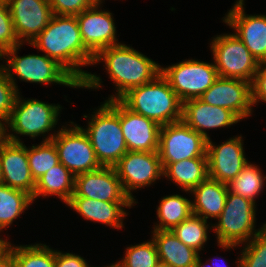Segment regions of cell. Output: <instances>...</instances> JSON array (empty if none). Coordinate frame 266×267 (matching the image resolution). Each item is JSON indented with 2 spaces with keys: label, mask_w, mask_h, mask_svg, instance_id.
Listing matches in <instances>:
<instances>
[{
  "label": "cell",
  "mask_w": 266,
  "mask_h": 267,
  "mask_svg": "<svg viewBox=\"0 0 266 267\" xmlns=\"http://www.w3.org/2000/svg\"><path fill=\"white\" fill-rule=\"evenodd\" d=\"M68 123L52 138L60 163L75 176L100 169L102 166L84 130L73 121Z\"/></svg>",
  "instance_id": "obj_10"
},
{
  "label": "cell",
  "mask_w": 266,
  "mask_h": 267,
  "mask_svg": "<svg viewBox=\"0 0 266 267\" xmlns=\"http://www.w3.org/2000/svg\"><path fill=\"white\" fill-rule=\"evenodd\" d=\"M262 171L255 163L248 162L237 177L227 184L229 191L256 204V198L263 192L266 183Z\"/></svg>",
  "instance_id": "obj_29"
},
{
  "label": "cell",
  "mask_w": 266,
  "mask_h": 267,
  "mask_svg": "<svg viewBox=\"0 0 266 267\" xmlns=\"http://www.w3.org/2000/svg\"><path fill=\"white\" fill-rule=\"evenodd\" d=\"M118 100L161 126L182 119V102L161 73L153 81L128 90Z\"/></svg>",
  "instance_id": "obj_5"
},
{
  "label": "cell",
  "mask_w": 266,
  "mask_h": 267,
  "mask_svg": "<svg viewBox=\"0 0 266 267\" xmlns=\"http://www.w3.org/2000/svg\"><path fill=\"white\" fill-rule=\"evenodd\" d=\"M242 245L239 246L242 249L239 267H266V226Z\"/></svg>",
  "instance_id": "obj_34"
},
{
  "label": "cell",
  "mask_w": 266,
  "mask_h": 267,
  "mask_svg": "<svg viewBox=\"0 0 266 267\" xmlns=\"http://www.w3.org/2000/svg\"><path fill=\"white\" fill-rule=\"evenodd\" d=\"M29 45L56 60L80 83V88H102L101 76L81 69L92 66L94 56L83 43L76 16L54 14L49 24Z\"/></svg>",
  "instance_id": "obj_1"
},
{
  "label": "cell",
  "mask_w": 266,
  "mask_h": 267,
  "mask_svg": "<svg viewBox=\"0 0 266 267\" xmlns=\"http://www.w3.org/2000/svg\"><path fill=\"white\" fill-rule=\"evenodd\" d=\"M159 262L171 267H194L199 253L181 242L171 230H152Z\"/></svg>",
  "instance_id": "obj_24"
},
{
  "label": "cell",
  "mask_w": 266,
  "mask_h": 267,
  "mask_svg": "<svg viewBox=\"0 0 266 267\" xmlns=\"http://www.w3.org/2000/svg\"><path fill=\"white\" fill-rule=\"evenodd\" d=\"M9 0H0V3L7 5Z\"/></svg>",
  "instance_id": "obj_48"
},
{
  "label": "cell",
  "mask_w": 266,
  "mask_h": 267,
  "mask_svg": "<svg viewBox=\"0 0 266 267\" xmlns=\"http://www.w3.org/2000/svg\"><path fill=\"white\" fill-rule=\"evenodd\" d=\"M93 267H95V266H93ZM98 267H100V266H98ZM103 267H121V266L117 262H114V263H112L110 265L103 266Z\"/></svg>",
  "instance_id": "obj_45"
},
{
  "label": "cell",
  "mask_w": 266,
  "mask_h": 267,
  "mask_svg": "<svg viewBox=\"0 0 266 267\" xmlns=\"http://www.w3.org/2000/svg\"><path fill=\"white\" fill-rule=\"evenodd\" d=\"M66 205L76 211L83 219L110 226L113 229H122L124 220L128 216L126 208L135 207L134 202L99 201L82 196H71Z\"/></svg>",
  "instance_id": "obj_22"
},
{
  "label": "cell",
  "mask_w": 266,
  "mask_h": 267,
  "mask_svg": "<svg viewBox=\"0 0 266 267\" xmlns=\"http://www.w3.org/2000/svg\"><path fill=\"white\" fill-rule=\"evenodd\" d=\"M207 140L182 120L162 125L159 156L163 169L173 162L195 157H207Z\"/></svg>",
  "instance_id": "obj_11"
},
{
  "label": "cell",
  "mask_w": 266,
  "mask_h": 267,
  "mask_svg": "<svg viewBox=\"0 0 266 267\" xmlns=\"http://www.w3.org/2000/svg\"><path fill=\"white\" fill-rule=\"evenodd\" d=\"M156 267H171V266H169V265H167V264H164V263H161V262H159L158 264H157V266Z\"/></svg>",
  "instance_id": "obj_46"
},
{
  "label": "cell",
  "mask_w": 266,
  "mask_h": 267,
  "mask_svg": "<svg viewBox=\"0 0 266 267\" xmlns=\"http://www.w3.org/2000/svg\"><path fill=\"white\" fill-rule=\"evenodd\" d=\"M50 245L36 243L12 244L15 267H55V249Z\"/></svg>",
  "instance_id": "obj_31"
},
{
  "label": "cell",
  "mask_w": 266,
  "mask_h": 267,
  "mask_svg": "<svg viewBox=\"0 0 266 267\" xmlns=\"http://www.w3.org/2000/svg\"><path fill=\"white\" fill-rule=\"evenodd\" d=\"M181 120L206 140L211 139L207 133L210 129L228 128L241 121L232 111L204 103L199 98L182 103Z\"/></svg>",
  "instance_id": "obj_21"
},
{
  "label": "cell",
  "mask_w": 266,
  "mask_h": 267,
  "mask_svg": "<svg viewBox=\"0 0 266 267\" xmlns=\"http://www.w3.org/2000/svg\"><path fill=\"white\" fill-rule=\"evenodd\" d=\"M212 261V262H210V261ZM207 261H209V263H212L211 264V266L212 267H230V266H228V265H226L227 264V262L225 263V261L221 264V262L218 260V262H216L217 260L215 259L214 260V258L211 260V258H208V260ZM235 264H236V266L237 267H239V257H237V259H236V261H235Z\"/></svg>",
  "instance_id": "obj_42"
},
{
  "label": "cell",
  "mask_w": 266,
  "mask_h": 267,
  "mask_svg": "<svg viewBox=\"0 0 266 267\" xmlns=\"http://www.w3.org/2000/svg\"><path fill=\"white\" fill-rule=\"evenodd\" d=\"M199 99L232 111L241 121L252 116L251 83L237 78L218 77Z\"/></svg>",
  "instance_id": "obj_16"
},
{
  "label": "cell",
  "mask_w": 266,
  "mask_h": 267,
  "mask_svg": "<svg viewBox=\"0 0 266 267\" xmlns=\"http://www.w3.org/2000/svg\"><path fill=\"white\" fill-rule=\"evenodd\" d=\"M211 40L209 47L218 76L243 79L251 83L260 63L245 44L234 33L215 35Z\"/></svg>",
  "instance_id": "obj_8"
},
{
  "label": "cell",
  "mask_w": 266,
  "mask_h": 267,
  "mask_svg": "<svg viewBox=\"0 0 266 267\" xmlns=\"http://www.w3.org/2000/svg\"><path fill=\"white\" fill-rule=\"evenodd\" d=\"M72 196L108 202H132L124 192L114 167L102 166L98 170L76 175Z\"/></svg>",
  "instance_id": "obj_18"
},
{
  "label": "cell",
  "mask_w": 266,
  "mask_h": 267,
  "mask_svg": "<svg viewBox=\"0 0 266 267\" xmlns=\"http://www.w3.org/2000/svg\"><path fill=\"white\" fill-rule=\"evenodd\" d=\"M74 183L75 175L58 163L36 180L33 202L42 196H56L66 204L74 193Z\"/></svg>",
  "instance_id": "obj_25"
},
{
  "label": "cell",
  "mask_w": 266,
  "mask_h": 267,
  "mask_svg": "<svg viewBox=\"0 0 266 267\" xmlns=\"http://www.w3.org/2000/svg\"><path fill=\"white\" fill-rule=\"evenodd\" d=\"M158 203L153 230H172L192 214L191 199L180 194L163 196Z\"/></svg>",
  "instance_id": "obj_27"
},
{
  "label": "cell",
  "mask_w": 266,
  "mask_h": 267,
  "mask_svg": "<svg viewBox=\"0 0 266 267\" xmlns=\"http://www.w3.org/2000/svg\"><path fill=\"white\" fill-rule=\"evenodd\" d=\"M55 267H92L78 254L55 250Z\"/></svg>",
  "instance_id": "obj_39"
},
{
  "label": "cell",
  "mask_w": 266,
  "mask_h": 267,
  "mask_svg": "<svg viewBox=\"0 0 266 267\" xmlns=\"http://www.w3.org/2000/svg\"><path fill=\"white\" fill-rule=\"evenodd\" d=\"M251 101L256 106L266 103V63H261L251 82Z\"/></svg>",
  "instance_id": "obj_38"
},
{
  "label": "cell",
  "mask_w": 266,
  "mask_h": 267,
  "mask_svg": "<svg viewBox=\"0 0 266 267\" xmlns=\"http://www.w3.org/2000/svg\"><path fill=\"white\" fill-rule=\"evenodd\" d=\"M105 0H99L92 7L76 15L81 37L86 49L95 56L99 51L118 42L117 29L113 14L101 9Z\"/></svg>",
  "instance_id": "obj_14"
},
{
  "label": "cell",
  "mask_w": 266,
  "mask_h": 267,
  "mask_svg": "<svg viewBox=\"0 0 266 267\" xmlns=\"http://www.w3.org/2000/svg\"><path fill=\"white\" fill-rule=\"evenodd\" d=\"M20 95L19 92L10 118L6 121V139L22 143L20 136H27L33 140L42 136V141L52 140L60 130V127L59 129L57 127L56 131L55 127L59 124V116L64 109L63 106L33 98L24 99ZM50 131L51 133H49Z\"/></svg>",
  "instance_id": "obj_4"
},
{
  "label": "cell",
  "mask_w": 266,
  "mask_h": 267,
  "mask_svg": "<svg viewBox=\"0 0 266 267\" xmlns=\"http://www.w3.org/2000/svg\"><path fill=\"white\" fill-rule=\"evenodd\" d=\"M208 177L207 157H195L169 163L163 169V178L179 186L186 193Z\"/></svg>",
  "instance_id": "obj_26"
},
{
  "label": "cell",
  "mask_w": 266,
  "mask_h": 267,
  "mask_svg": "<svg viewBox=\"0 0 266 267\" xmlns=\"http://www.w3.org/2000/svg\"><path fill=\"white\" fill-rule=\"evenodd\" d=\"M19 44L8 5L0 3V54Z\"/></svg>",
  "instance_id": "obj_35"
},
{
  "label": "cell",
  "mask_w": 266,
  "mask_h": 267,
  "mask_svg": "<svg viewBox=\"0 0 266 267\" xmlns=\"http://www.w3.org/2000/svg\"><path fill=\"white\" fill-rule=\"evenodd\" d=\"M201 216L191 214L186 220L175 226L172 233L185 245L200 254L207 243L208 232L212 230V223L208 224ZM210 227V228H209Z\"/></svg>",
  "instance_id": "obj_30"
},
{
  "label": "cell",
  "mask_w": 266,
  "mask_h": 267,
  "mask_svg": "<svg viewBox=\"0 0 266 267\" xmlns=\"http://www.w3.org/2000/svg\"><path fill=\"white\" fill-rule=\"evenodd\" d=\"M23 45L25 44L16 45L2 54L4 60L1 65L18 93L20 89L16 78L28 83L58 84L74 89L80 88V83L63 66L45 54L18 56V51Z\"/></svg>",
  "instance_id": "obj_6"
},
{
  "label": "cell",
  "mask_w": 266,
  "mask_h": 267,
  "mask_svg": "<svg viewBox=\"0 0 266 267\" xmlns=\"http://www.w3.org/2000/svg\"><path fill=\"white\" fill-rule=\"evenodd\" d=\"M101 62L116 90L105 101L118 100L128 90L153 81L161 73L160 64L125 43L99 51L92 66Z\"/></svg>",
  "instance_id": "obj_2"
},
{
  "label": "cell",
  "mask_w": 266,
  "mask_h": 267,
  "mask_svg": "<svg viewBox=\"0 0 266 267\" xmlns=\"http://www.w3.org/2000/svg\"><path fill=\"white\" fill-rule=\"evenodd\" d=\"M55 15L76 16L99 0H48Z\"/></svg>",
  "instance_id": "obj_37"
},
{
  "label": "cell",
  "mask_w": 266,
  "mask_h": 267,
  "mask_svg": "<svg viewBox=\"0 0 266 267\" xmlns=\"http://www.w3.org/2000/svg\"><path fill=\"white\" fill-rule=\"evenodd\" d=\"M194 267H212V266H211V263H209V262L204 263L200 257V254H199Z\"/></svg>",
  "instance_id": "obj_43"
},
{
  "label": "cell",
  "mask_w": 266,
  "mask_h": 267,
  "mask_svg": "<svg viewBox=\"0 0 266 267\" xmlns=\"http://www.w3.org/2000/svg\"><path fill=\"white\" fill-rule=\"evenodd\" d=\"M120 125L128 151L158 152L161 125L156 121L132 112L120 102Z\"/></svg>",
  "instance_id": "obj_20"
},
{
  "label": "cell",
  "mask_w": 266,
  "mask_h": 267,
  "mask_svg": "<svg viewBox=\"0 0 266 267\" xmlns=\"http://www.w3.org/2000/svg\"><path fill=\"white\" fill-rule=\"evenodd\" d=\"M244 3V0H236L222 21L234 30L260 64L266 63V15L246 14Z\"/></svg>",
  "instance_id": "obj_13"
},
{
  "label": "cell",
  "mask_w": 266,
  "mask_h": 267,
  "mask_svg": "<svg viewBox=\"0 0 266 267\" xmlns=\"http://www.w3.org/2000/svg\"><path fill=\"white\" fill-rule=\"evenodd\" d=\"M6 140V122L0 120V148Z\"/></svg>",
  "instance_id": "obj_41"
},
{
  "label": "cell",
  "mask_w": 266,
  "mask_h": 267,
  "mask_svg": "<svg viewBox=\"0 0 266 267\" xmlns=\"http://www.w3.org/2000/svg\"><path fill=\"white\" fill-rule=\"evenodd\" d=\"M243 141L241 134L218 145L211 139L207 140L208 177L224 184L230 183L237 177L249 162Z\"/></svg>",
  "instance_id": "obj_15"
},
{
  "label": "cell",
  "mask_w": 266,
  "mask_h": 267,
  "mask_svg": "<svg viewBox=\"0 0 266 267\" xmlns=\"http://www.w3.org/2000/svg\"><path fill=\"white\" fill-rule=\"evenodd\" d=\"M161 75L168 81L180 101L199 98L219 77L214 61L185 59L161 67Z\"/></svg>",
  "instance_id": "obj_9"
},
{
  "label": "cell",
  "mask_w": 266,
  "mask_h": 267,
  "mask_svg": "<svg viewBox=\"0 0 266 267\" xmlns=\"http://www.w3.org/2000/svg\"><path fill=\"white\" fill-rule=\"evenodd\" d=\"M7 5L21 44H30L54 15L48 0H9Z\"/></svg>",
  "instance_id": "obj_17"
},
{
  "label": "cell",
  "mask_w": 266,
  "mask_h": 267,
  "mask_svg": "<svg viewBox=\"0 0 266 267\" xmlns=\"http://www.w3.org/2000/svg\"><path fill=\"white\" fill-rule=\"evenodd\" d=\"M125 249L124 257L116 261L121 267H156L159 263L157 247L152 237Z\"/></svg>",
  "instance_id": "obj_33"
},
{
  "label": "cell",
  "mask_w": 266,
  "mask_h": 267,
  "mask_svg": "<svg viewBox=\"0 0 266 267\" xmlns=\"http://www.w3.org/2000/svg\"><path fill=\"white\" fill-rule=\"evenodd\" d=\"M127 196L138 203L133 191L150 187L163 177V167L158 152L128 151L113 166Z\"/></svg>",
  "instance_id": "obj_12"
},
{
  "label": "cell",
  "mask_w": 266,
  "mask_h": 267,
  "mask_svg": "<svg viewBox=\"0 0 266 267\" xmlns=\"http://www.w3.org/2000/svg\"><path fill=\"white\" fill-rule=\"evenodd\" d=\"M3 184V178H2V172H1V166H0V185Z\"/></svg>",
  "instance_id": "obj_47"
},
{
  "label": "cell",
  "mask_w": 266,
  "mask_h": 267,
  "mask_svg": "<svg viewBox=\"0 0 266 267\" xmlns=\"http://www.w3.org/2000/svg\"><path fill=\"white\" fill-rule=\"evenodd\" d=\"M30 194L25 191L0 185V232L10 227L29 205L33 204Z\"/></svg>",
  "instance_id": "obj_28"
},
{
  "label": "cell",
  "mask_w": 266,
  "mask_h": 267,
  "mask_svg": "<svg viewBox=\"0 0 266 267\" xmlns=\"http://www.w3.org/2000/svg\"><path fill=\"white\" fill-rule=\"evenodd\" d=\"M17 94L18 92L8 79L4 67L0 65V120L6 122L10 118Z\"/></svg>",
  "instance_id": "obj_36"
},
{
  "label": "cell",
  "mask_w": 266,
  "mask_h": 267,
  "mask_svg": "<svg viewBox=\"0 0 266 267\" xmlns=\"http://www.w3.org/2000/svg\"><path fill=\"white\" fill-rule=\"evenodd\" d=\"M2 235H0V253L7 247L8 244V237H6V239L4 237H1ZM4 238V239H3Z\"/></svg>",
  "instance_id": "obj_44"
},
{
  "label": "cell",
  "mask_w": 266,
  "mask_h": 267,
  "mask_svg": "<svg viewBox=\"0 0 266 267\" xmlns=\"http://www.w3.org/2000/svg\"><path fill=\"white\" fill-rule=\"evenodd\" d=\"M3 184L27 192L33 197L35 183L27 157V146L6 140L0 148Z\"/></svg>",
  "instance_id": "obj_19"
},
{
  "label": "cell",
  "mask_w": 266,
  "mask_h": 267,
  "mask_svg": "<svg viewBox=\"0 0 266 267\" xmlns=\"http://www.w3.org/2000/svg\"><path fill=\"white\" fill-rule=\"evenodd\" d=\"M0 267H15L11 241H8L7 247L0 253Z\"/></svg>",
  "instance_id": "obj_40"
},
{
  "label": "cell",
  "mask_w": 266,
  "mask_h": 267,
  "mask_svg": "<svg viewBox=\"0 0 266 267\" xmlns=\"http://www.w3.org/2000/svg\"><path fill=\"white\" fill-rule=\"evenodd\" d=\"M256 204L249 199L228 192L222 213L212 224L217 246L222 250L235 249L249 242L265 226L256 229Z\"/></svg>",
  "instance_id": "obj_7"
},
{
  "label": "cell",
  "mask_w": 266,
  "mask_h": 267,
  "mask_svg": "<svg viewBox=\"0 0 266 267\" xmlns=\"http://www.w3.org/2000/svg\"><path fill=\"white\" fill-rule=\"evenodd\" d=\"M92 114L83 115L87 128L80 126L88 136L101 166L113 167L128 152L120 125V101H104Z\"/></svg>",
  "instance_id": "obj_3"
},
{
  "label": "cell",
  "mask_w": 266,
  "mask_h": 267,
  "mask_svg": "<svg viewBox=\"0 0 266 267\" xmlns=\"http://www.w3.org/2000/svg\"><path fill=\"white\" fill-rule=\"evenodd\" d=\"M27 157L31 174L36 181L51 167L60 163L56 146L52 140L41 141L27 147Z\"/></svg>",
  "instance_id": "obj_32"
},
{
  "label": "cell",
  "mask_w": 266,
  "mask_h": 267,
  "mask_svg": "<svg viewBox=\"0 0 266 267\" xmlns=\"http://www.w3.org/2000/svg\"><path fill=\"white\" fill-rule=\"evenodd\" d=\"M229 192L228 185L207 177L197 187L190 191L192 214L201 216L204 220L217 219L223 211Z\"/></svg>",
  "instance_id": "obj_23"
}]
</instances>
